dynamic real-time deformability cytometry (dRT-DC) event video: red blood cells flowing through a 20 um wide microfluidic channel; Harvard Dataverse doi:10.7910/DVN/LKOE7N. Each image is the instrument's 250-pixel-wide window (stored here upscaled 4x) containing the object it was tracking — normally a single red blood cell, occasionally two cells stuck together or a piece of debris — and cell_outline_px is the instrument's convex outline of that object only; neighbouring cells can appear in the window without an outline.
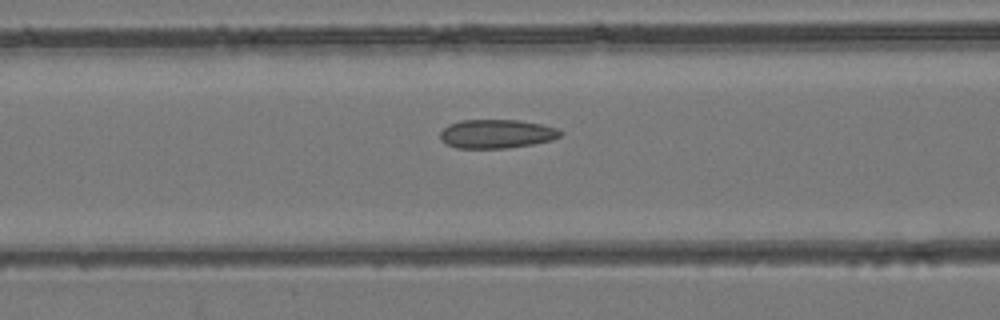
{"species": "common noctule bat (a hibernating species)", "species_latin": "Nyctalus noctula", "temperature_condition": "room temperature", "stored_images_in_passage": 50, "camera_frame_rate_fps": 3000, "um_per_image_px": 0.085, "animal": {"sex": "female", "body_mass_g": 24.6, "forearm_length_mm": 56.2}, "frame": {"image": 1, "passage_image": 21, "time_ms": 6.667, "image_size_px": [1000, 320], "cell_outline_px": [[564, 132], [560, 136], [552, 140], [532, 144], [508, 148], [456, 148], [440, 140], [440, 132], [448, 124], [460, 120], [520, 120], [540, 124], [556, 128]], "centroid_in_image_um": [42.2, 11.37], "position_along_channel_um": 124.4, "area_um2": 20.23}}
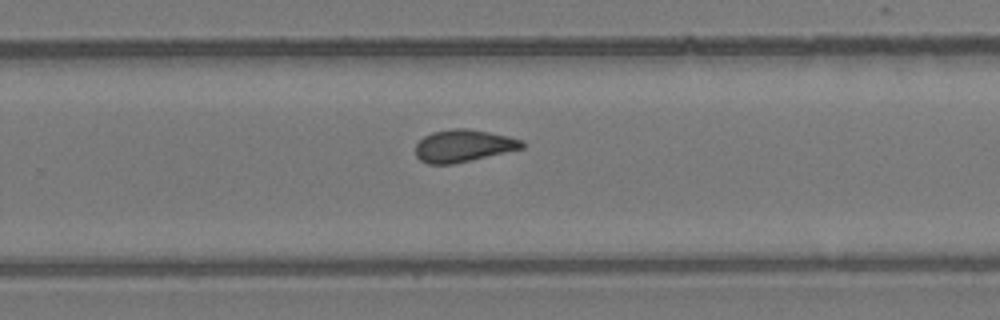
{"frame": {"image": 2, "passage_image": 33, "time_ms": 10.667, "image_size_px": [1000, 320], "cell_outline_px": [[524, 148], [472, 160], [452, 164], [428, 164], [420, 160], [416, 156], [416, 144], [424, 136], [432, 132], [452, 128], [468, 128], [508, 136], [524, 140]], "centroid_in_image_um": [39.39, 12.39], "position_along_channel_um": 290.4, "area_um2": 20.11}}
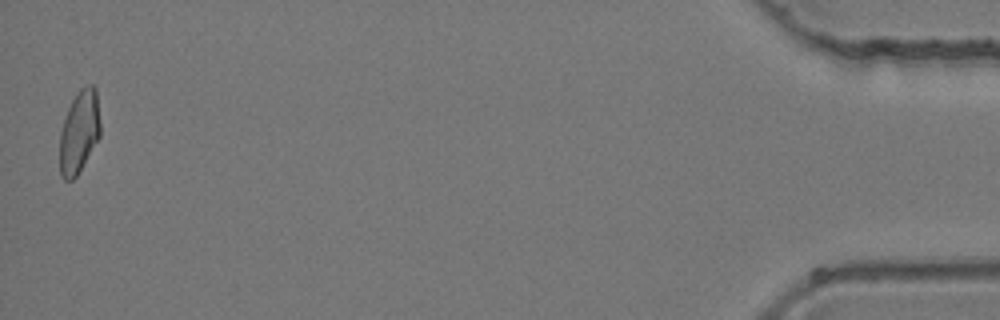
{"frame": {"image": 3, "passage_image": 50, "time_ms": 16.333, "image_size_px": [1000, 320], "cell_outline_px": [[100, 136], [76, 176], [72, 180], [64, 180], [60, 176], [60, 132], [68, 108], [76, 92], [80, 88], [88, 84], [92, 84], [96, 88], [100, 124]], "centroid_in_image_um": [6.73, 11.18], "position_along_channel_um": 428.5, "area_um2": 19.48}}